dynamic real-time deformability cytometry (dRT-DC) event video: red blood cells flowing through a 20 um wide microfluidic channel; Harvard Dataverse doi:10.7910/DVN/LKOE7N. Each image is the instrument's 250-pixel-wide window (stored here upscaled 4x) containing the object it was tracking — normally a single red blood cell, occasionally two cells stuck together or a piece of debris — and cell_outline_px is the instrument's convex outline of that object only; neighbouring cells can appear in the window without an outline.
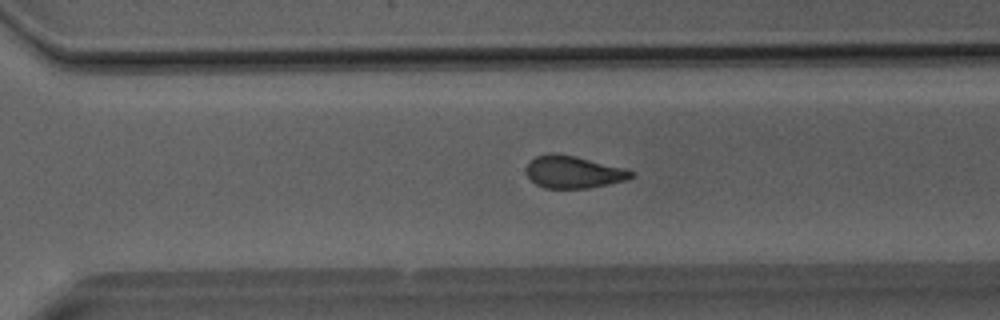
{"species": "Egyptian fruit bat (a non-hibernating species)", "species_latin": "Rousettus aegyptiacus", "temperature_condition": "room temperature", "stored_images_in_passage": 39, "camera_frame_rate_fps": 3000, "um_per_image_px": 0.085, "animal": {"sex": "male"}, "frame": {"image": 1, "passage_image": 27, "time_ms": 8.667, "image_size_px": [1000, 320], "cell_outline_px": [[636, 172], [628, 180], [588, 188], [544, 188], [536, 184], [528, 176], [528, 164], [536, 156], [548, 152], [556, 152], [576, 156], [624, 168]], "centroid_in_image_um": [48.76, 14.61], "position_along_channel_um": 321.8, "area_um2": 19.71}}
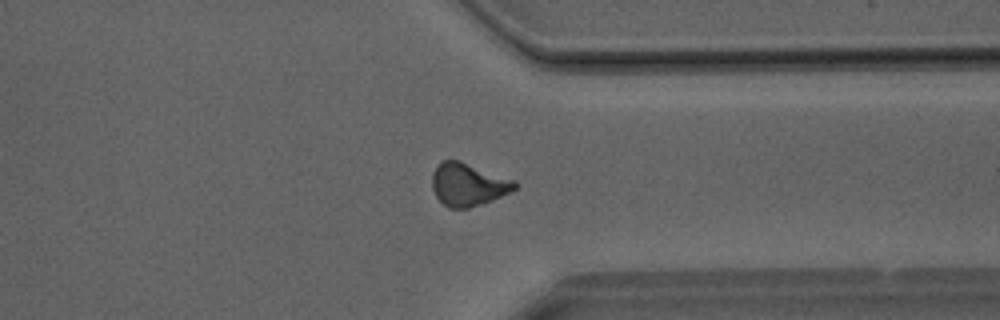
{"frame": {"image": 2, "passage_image": 30, "time_ms": 9.667, "image_size_px": [1000, 320], "cell_outline_px": [[520, 184], [512, 192], [492, 200], [468, 208], [448, 208], [436, 196], [432, 188], [432, 172], [440, 160], [460, 160], [516, 180]], "centroid_in_image_um": [39.81, 15.66], "position_along_channel_um": 371.6, "area_um2": 20.92}}
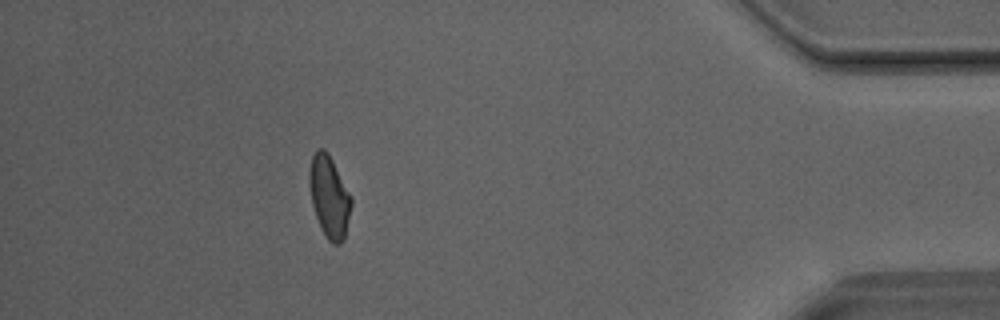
{"frame": {"image": 3, "passage_image": 35, "time_ms": 11.333, "image_size_px": [1000, 320], "cell_outline_px": [[352, 204], [344, 240], [340, 244], [332, 244], [328, 240], [316, 216], [312, 204], [308, 180], [308, 172], [312, 156], [316, 148], [324, 148], [328, 152], [352, 196]], "centroid_in_image_um": [27.99, 16.68], "position_along_channel_um": 407.2, "area_um2": 20.11}}